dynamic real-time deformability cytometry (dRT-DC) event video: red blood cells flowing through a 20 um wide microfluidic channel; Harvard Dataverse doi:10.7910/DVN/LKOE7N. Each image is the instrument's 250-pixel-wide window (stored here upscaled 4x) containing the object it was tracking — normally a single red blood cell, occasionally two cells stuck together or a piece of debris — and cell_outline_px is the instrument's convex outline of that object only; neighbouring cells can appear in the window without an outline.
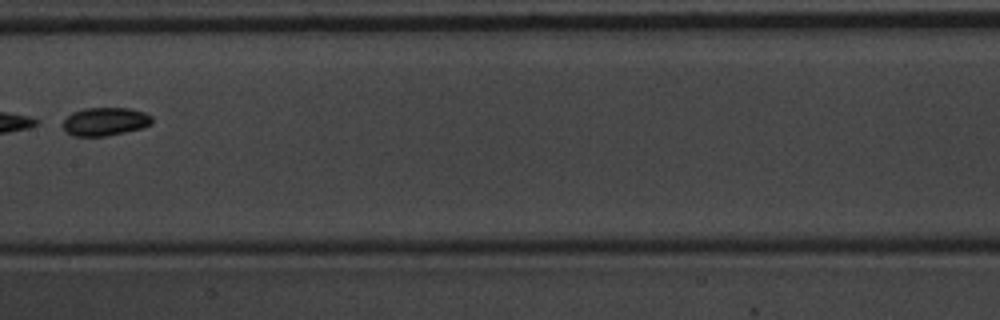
{"species": "common noctule bat (a hibernating species)", "species_latin": "Nyctalus noctula", "temperature_condition": "warm", "stored_images_in_passage": 4, "segment_of_instrument_passage": [2, 2], "camera_frame_rate_fps": 3000, "um_per_image_px": 0.085, "animal": {"sex": "male", "body_mass_g": 20.1, "forearm_length_mm": 53.5}, "frame": {"image": 1, "passage_image": 4, "time_ms": 1.0, "image_size_px": [1000, 320], "cell_outline_px": [[152, 124], [140, 128], [124, 132], [104, 136], [72, 136], [64, 132], [64, 120], [72, 112], [84, 108], [128, 108], [144, 112], [152, 116]], "centroid_in_image_um": [8.92, 10.33], "position_along_channel_um": 198.5, "area_um2": 14.62}}